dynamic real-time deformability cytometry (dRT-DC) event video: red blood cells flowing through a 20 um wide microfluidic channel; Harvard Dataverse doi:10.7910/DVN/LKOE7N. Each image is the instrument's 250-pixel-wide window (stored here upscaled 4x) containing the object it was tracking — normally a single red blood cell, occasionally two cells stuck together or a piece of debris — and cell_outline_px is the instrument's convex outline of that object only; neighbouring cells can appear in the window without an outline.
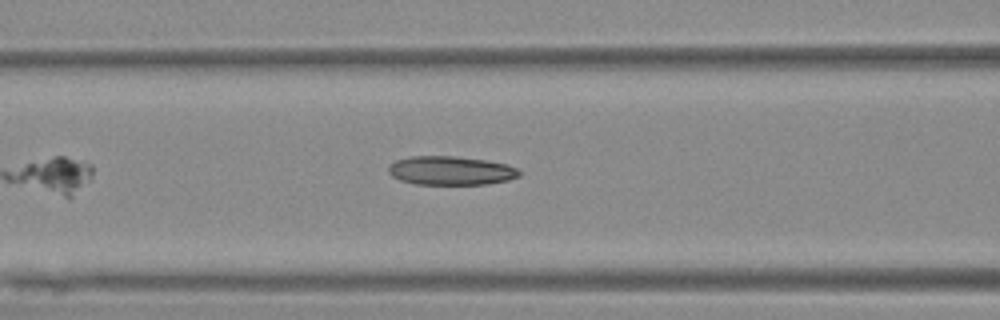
{"species": "Egyptian fruit bat (a non-hibernating species)", "species_latin": "Rousettus aegyptiacus", "temperature_condition": "warm", "stored_images_in_passage": 36, "camera_frame_rate_fps": 3000, "um_per_image_px": 0.085, "animal": {"sex": "female"}, "frame": {"image": 1, "passage_image": 5, "time_ms": 1.333, "image_size_px": [1000, 320], "cell_outline_px": [[516, 172], [512, 176], [500, 180], [476, 184], [432, 184], [408, 180], [408, 160], [472, 160], [496, 164], [508, 168]], "centroid_in_image_um": [38.77, 14.61], "position_along_channel_um": 127.8, "area_um2": 15.78}}